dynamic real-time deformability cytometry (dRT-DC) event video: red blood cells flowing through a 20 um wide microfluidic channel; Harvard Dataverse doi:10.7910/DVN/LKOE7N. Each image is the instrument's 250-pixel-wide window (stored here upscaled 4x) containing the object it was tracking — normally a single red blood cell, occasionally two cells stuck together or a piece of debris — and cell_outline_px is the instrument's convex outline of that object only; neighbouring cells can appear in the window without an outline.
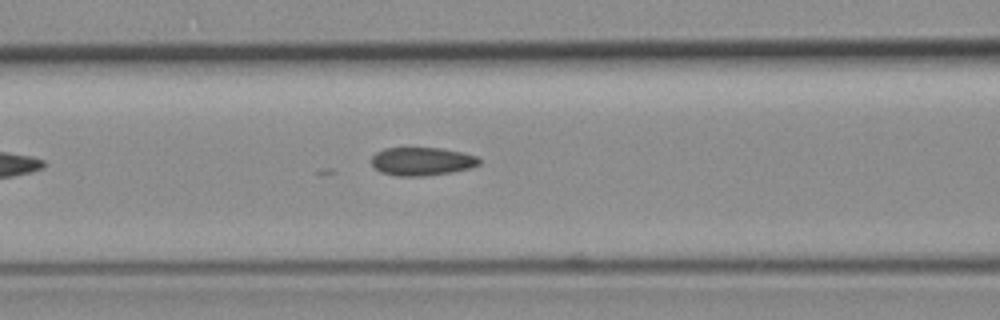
{"species": "common noctule bat (a hibernating species)", "species_latin": "Nyctalus noctula", "temperature_condition": "room temperature", "stored_images_in_passage": 5, "camera_frame_rate_fps": 3000, "um_per_image_px": 0.085, "animal": {"sex": "female", "body_mass_g": 19.3, "forearm_length_mm": 54.1}, "frame": {"image": 1, "passage_image": 5, "time_ms": 5.333, "image_size_px": [1000, 320], "cell_outline_px": [[480, 164], [468, 168], [452, 172], [424, 176], [396, 176], [380, 172], [372, 164], [372, 156], [376, 152], [384, 148], [440, 148], [460, 152], [476, 156], [480, 160]], "centroid_in_image_um": [35.83, 13.72], "position_along_channel_um": 130.8, "area_um2": 17.63}}